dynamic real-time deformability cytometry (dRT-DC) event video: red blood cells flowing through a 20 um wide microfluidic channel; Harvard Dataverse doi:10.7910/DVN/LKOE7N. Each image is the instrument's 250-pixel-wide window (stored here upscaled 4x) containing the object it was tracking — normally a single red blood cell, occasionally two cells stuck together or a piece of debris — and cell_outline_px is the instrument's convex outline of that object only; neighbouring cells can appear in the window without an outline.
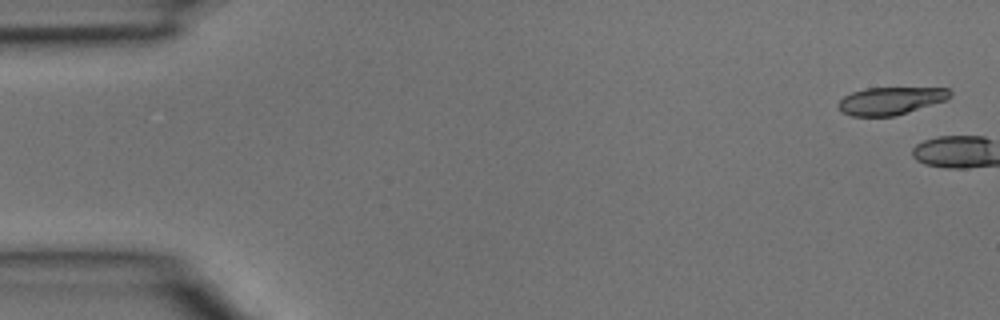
{"species": "common noctule bat (a hibernating species)", "species_latin": "Nyctalus noctula", "temperature_condition": "room temperature", "stored_images_in_passage": 5, "camera_frame_rate_fps": 3000, "um_per_image_px": 0.085, "animal": {"sex": "male", "body_mass_g": 15.6}, "frame": {"image": 1, "passage_image": 1, "time_ms": 0.0, "image_size_px": [1000, 320], "cell_outline_px": [[952, 96], [944, 100], [896, 116], [852, 116], [844, 112], [836, 104], [844, 96], [852, 92], [864, 88], [948, 88], [952, 92]], "centroid_in_image_um": [75.69, 8.56], "position_along_channel_um": 9.3, "area_um2": 17.8}}